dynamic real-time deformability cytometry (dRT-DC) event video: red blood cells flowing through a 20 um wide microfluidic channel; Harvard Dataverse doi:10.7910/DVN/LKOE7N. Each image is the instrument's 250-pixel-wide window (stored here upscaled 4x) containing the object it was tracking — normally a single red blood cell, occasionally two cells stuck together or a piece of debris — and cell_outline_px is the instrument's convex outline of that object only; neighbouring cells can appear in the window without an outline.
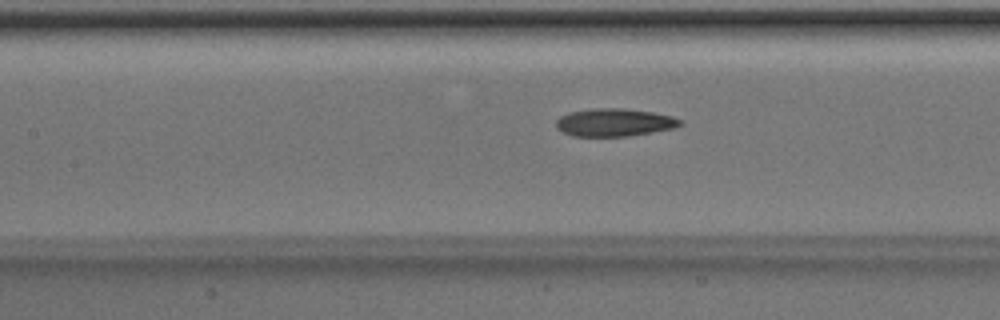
{"species": "Egyptian fruit bat (a non-hibernating species)", "species_latin": "Rousettus aegyptiacus", "temperature_condition": "room temperature", "stored_images_in_passage": 29, "camera_frame_rate_fps": 3000, "um_per_image_px": 0.085, "animal": {"sex": "male"}, "frame": {"image": 1, "passage_image": 8, "time_ms": 2.333, "image_size_px": [1000, 320], "cell_outline_px": [[684, 124], [676, 128], [628, 136], [572, 136], [560, 132], [556, 128], [556, 120], [560, 116], [568, 112], [592, 108], [624, 108], [652, 112], [672, 116], [680, 120]], "centroid_in_image_um": [52.19, 10.4], "position_along_channel_um": 155.2, "area_um2": 20.35}}
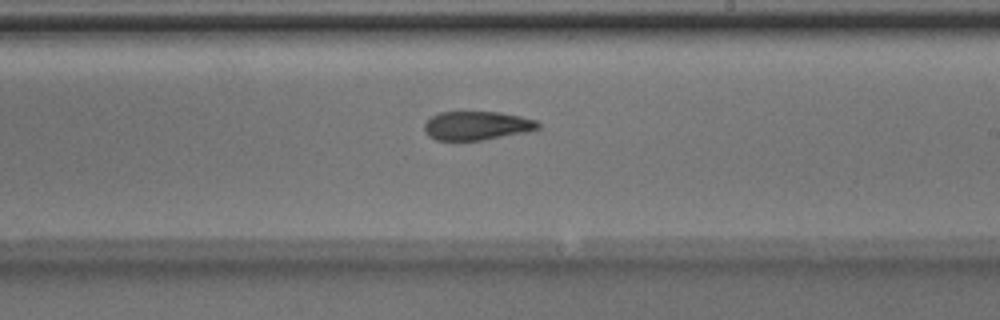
{"frame": {"image": 2, "passage_image": 15, "time_ms": 4.667, "image_size_px": [1000, 320], "cell_outline_px": [[540, 128], [528, 132], [480, 140], [436, 140], [428, 136], [424, 132], [424, 124], [432, 116], [440, 112], [500, 112], [520, 116], [536, 120], [540, 124]], "centroid_in_image_um": [40.53, 10.68], "position_along_channel_um": 248.5, "area_um2": 19.07}}
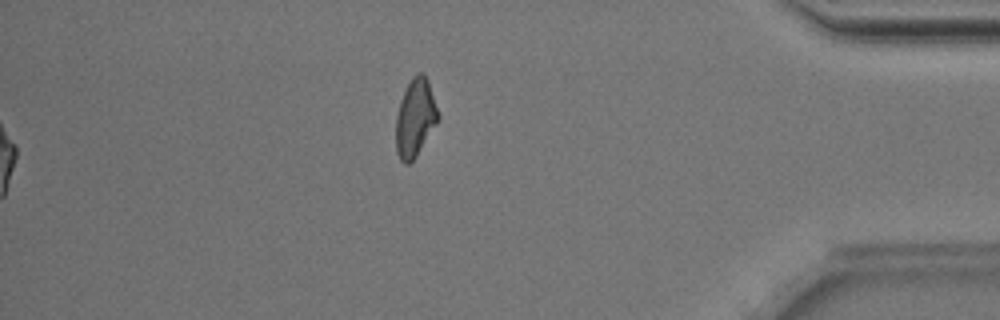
{"frame": {"image": 3, "passage_image": 29, "time_ms": 9.333, "image_size_px": [1000, 320], "cell_outline_px": [[440, 120], [416, 156], [408, 164], [404, 164], [400, 160], [396, 152], [396, 116], [400, 100], [412, 76], [416, 72], [424, 72], [428, 80], [440, 112]], "centroid_in_image_um": [35.32, 10.0], "position_along_channel_um": 399.9, "area_um2": 19.54}, "authors_computed_cell_mechanics": {"area_um2": 19.8832, "velocity_mm_per_s": 4.0209, "shape_relaxation_time_tau1_ms": 4.7998, "shape_relaxation_time_tau2_ms": 4.4407, "deformation_change_tau1": 0.1659, "deformation_change_tau2": 0.1328}}